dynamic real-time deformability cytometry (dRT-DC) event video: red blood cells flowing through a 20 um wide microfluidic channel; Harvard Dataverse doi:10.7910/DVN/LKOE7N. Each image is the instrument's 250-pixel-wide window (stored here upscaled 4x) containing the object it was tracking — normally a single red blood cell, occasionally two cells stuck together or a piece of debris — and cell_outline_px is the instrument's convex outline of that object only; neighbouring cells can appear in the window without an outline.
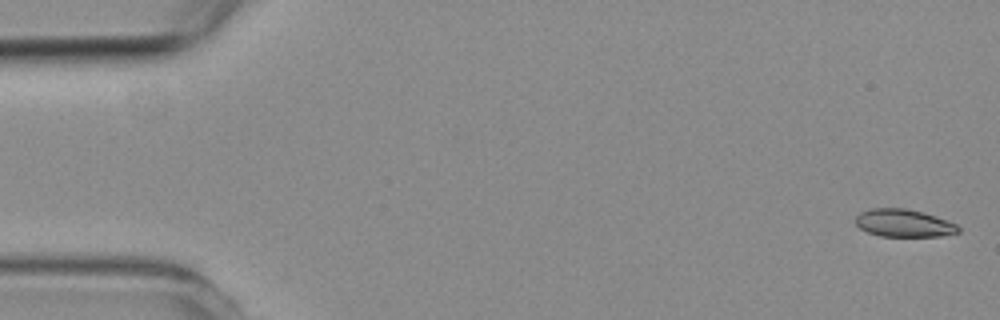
{"species": "common noctule bat (a hibernating species)", "species_latin": "Nyctalus noctula", "temperature_condition": "room temperature", "stored_images_in_passage": 6, "camera_frame_rate_fps": 3000, "um_per_image_px": 0.085, "animal": {"sex": "female", "body_mass_g": 19.3, "forearm_length_mm": 54.1}, "frame": {"image": 1, "passage_image": 1, "time_ms": 0.0, "image_size_px": [1000, 320], "cell_outline_px": [[960, 232], [940, 236], [880, 236], [868, 232], [860, 228], [856, 224], [856, 216], [860, 212], [872, 208], [908, 208], [924, 212], [936, 216], [956, 224], [960, 228]], "centroid_in_image_um": [76.83, 18.95], "position_along_channel_um": 8.2, "area_um2": 16.59}}
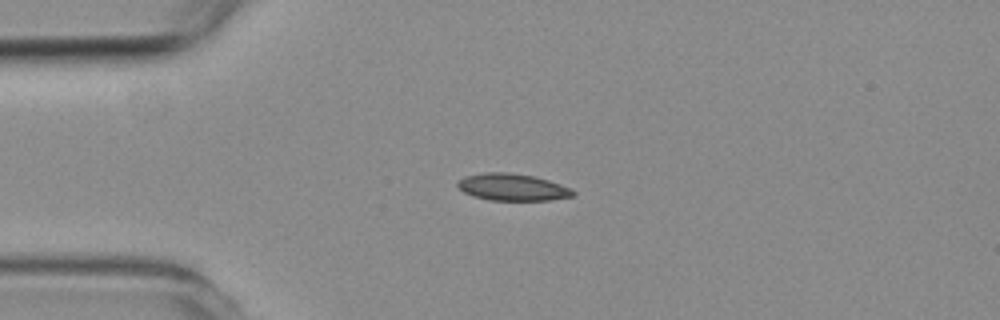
{"frame": {"image": 2, "passage_image": 4, "time_ms": 3.667, "image_size_px": [1000, 320], "cell_outline_px": [[576, 192], [572, 196], [548, 200], [488, 200], [472, 196], [464, 192], [456, 184], [464, 176], [484, 172], [508, 172], [532, 176], [548, 180], [572, 188]], "centroid_in_image_um": [43.54, 15.91], "position_along_channel_um": 41.5, "area_um2": 18.09}}
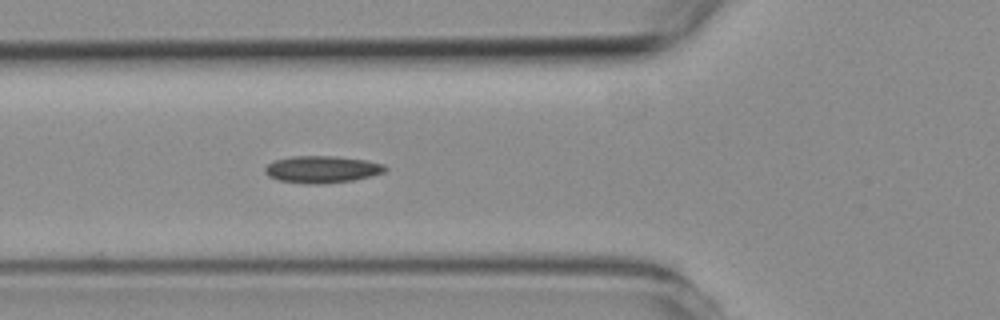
{"frame": {"image": 3, "passage_image": 6, "time_ms": 5.667, "image_size_px": [1000, 320], "cell_outline_px": [[388, 168], [384, 172], [372, 176], [352, 180], [324, 184], [304, 184], [280, 180], [268, 176], [264, 172], [264, 168], [268, 164], [276, 160], [292, 156], [336, 156], [368, 160], [384, 164]], "centroid_in_image_um": [27.39, 14.39], "position_along_channel_um": 98.4, "area_um2": 19.07}}